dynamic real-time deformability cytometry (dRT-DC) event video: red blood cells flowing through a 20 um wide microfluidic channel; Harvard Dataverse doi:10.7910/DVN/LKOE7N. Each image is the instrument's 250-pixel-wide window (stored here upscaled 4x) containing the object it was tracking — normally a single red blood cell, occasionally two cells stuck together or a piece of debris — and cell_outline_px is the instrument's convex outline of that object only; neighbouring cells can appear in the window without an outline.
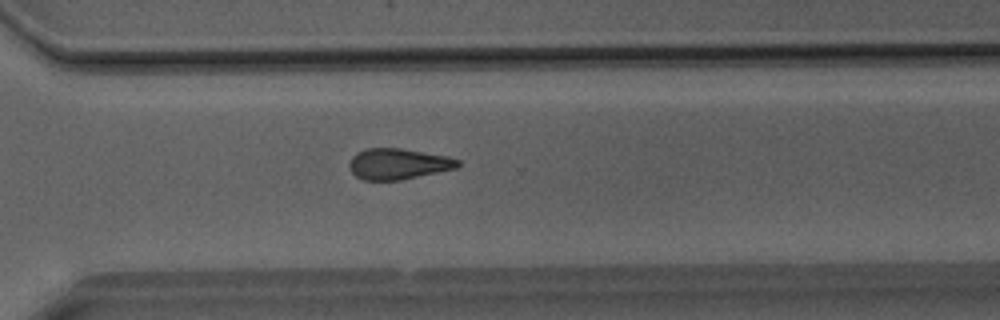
{"species": "Egyptian fruit bat (a non-hibernating species)", "species_latin": "Rousettus aegyptiacus", "temperature_condition": "room temperature", "stored_images_in_passage": 41, "segment_of_instrument_passage": [1, 2], "camera_frame_rate_fps": 3000, "um_per_image_px": 0.085, "animal": {"sex": "male"}, "frame": {"image": 1, "passage_image": 29, "time_ms": 9.333, "image_size_px": [1000, 320], "cell_outline_px": [[460, 164], [456, 168], [400, 180], [364, 180], [356, 176], [348, 168], [348, 164], [352, 156], [356, 152], [368, 148], [400, 148], [448, 156], [460, 160]], "centroid_in_image_um": [33.82, 13.92], "position_along_channel_um": 336.8, "area_um2": 19.54}}
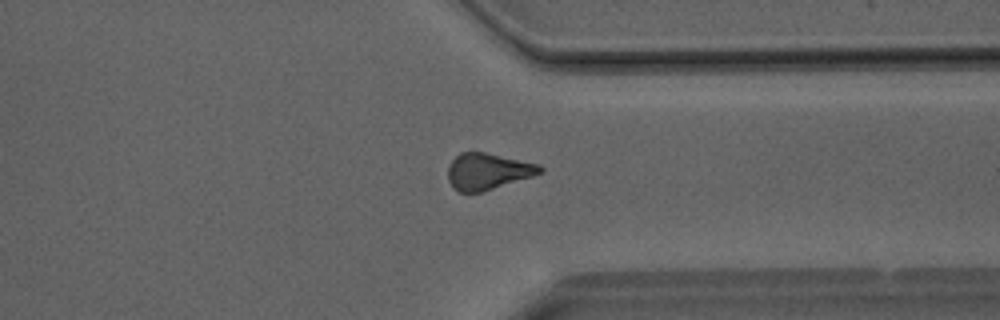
{"frame": {"image": 2, "passage_image": 31, "time_ms": 10.0, "image_size_px": [1000, 320], "cell_outline_px": [[544, 172], [532, 176], [480, 192], [460, 192], [448, 180], [448, 164], [460, 152], [484, 152], [540, 164], [544, 168]], "centroid_in_image_um": [41.47, 14.54], "position_along_channel_um": 369.9, "area_um2": 19.31}}
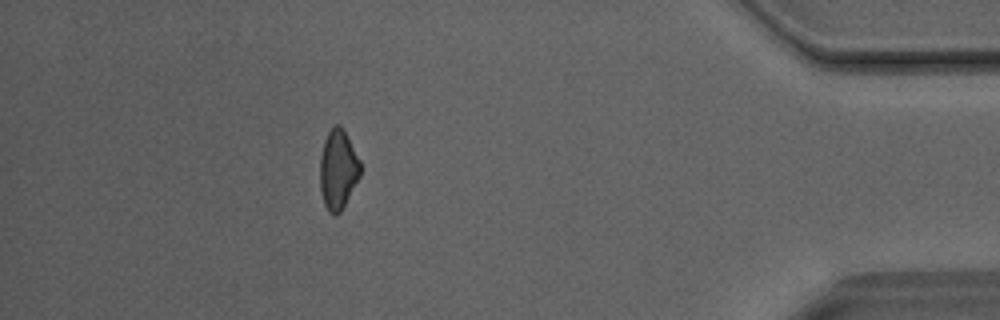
{"frame": {"image": 3, "passage_image": 36, "time_ms": 11.667, "image_size_px": [1000, 320], "cell_outline_px": [[360, 176], [340, 212], [336, 216], [332, 216], [328, 212], [324, 204], [320, 192], [320, 156], [324, 140], [328, 132], [336, 124], [340, 124], [344, 128], [360, 160]], "centroid_in_image_um": [28.72, 14.41], "position_along_channel_um": 406.5, "area_um2": 18.9}}